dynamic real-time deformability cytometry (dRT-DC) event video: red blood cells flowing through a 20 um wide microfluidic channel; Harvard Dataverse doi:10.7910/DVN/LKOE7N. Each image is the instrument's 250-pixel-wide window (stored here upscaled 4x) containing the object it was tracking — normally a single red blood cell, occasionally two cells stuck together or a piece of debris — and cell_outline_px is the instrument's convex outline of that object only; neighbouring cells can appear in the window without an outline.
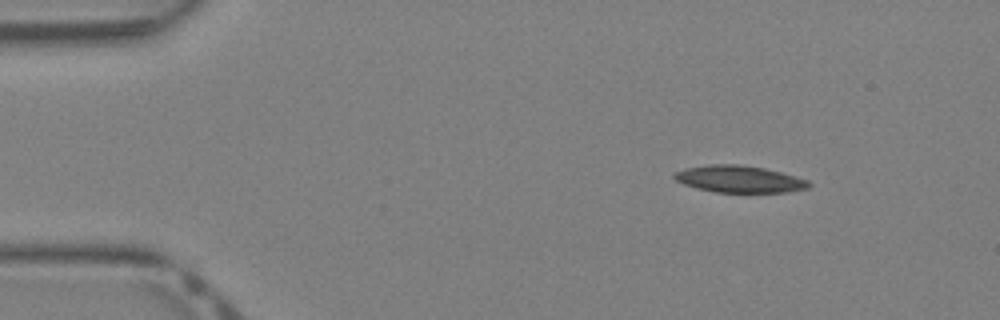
{"species": "Egyptian fruit bat (a non-hibernating species)", "species_latin": "Rousettus aegyptiacus", "temperature_condition": "warm", "stored_images_in_passage": 40, "camera_frame_rate_fps": 3000, "um_per_image_px": 0.085, "animal": {"sex": "female"}, "frame": {"image": 1, "passage_image": 5, "time_ms": 1.333, "image_size_px": [1000, 320], "cell_outline_px": [[812, 184], [808, 188], [784, 192], [716, 192], [696, 188], [684, 184], [676, 180], [672, 176], [672, 172], [684, 168], [708, 164], [740, 164], [764, 168], [780, 172], [808, 180]], "centroid_in_image_um": [62.79, 15.21], "position_along_channel_um": 22.2, "area_um2": 21.15}}
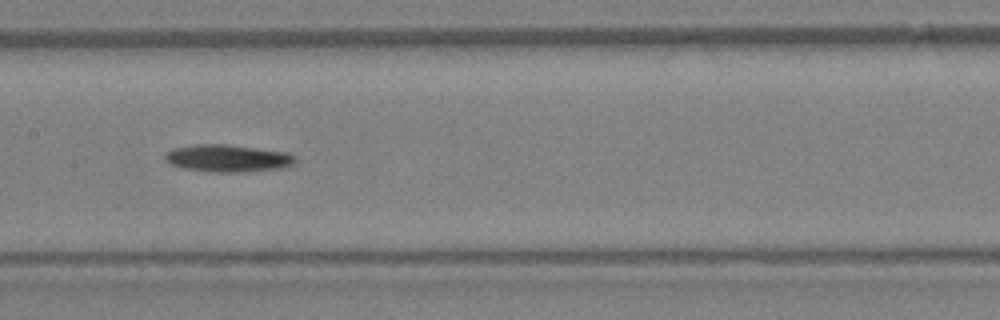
{"frame": {"image": 2, "passage_image": 20, "time_ms": 6.333, "image_size_px": [1000, 320], "cell_outline_px": [[296, 160], [292, 164], [280, 168], [244, 172], [212, 172], [184, 168], [172, 164], [164, 160], [164, 156], [168, 152], [176, 148], [196, 144], [224, 144], [288, 152], [296, 156]], "centroid_in_image_um": [19.38, 13.45], "position_along_channel_um": 188.0, "area_um2": 20.52}}
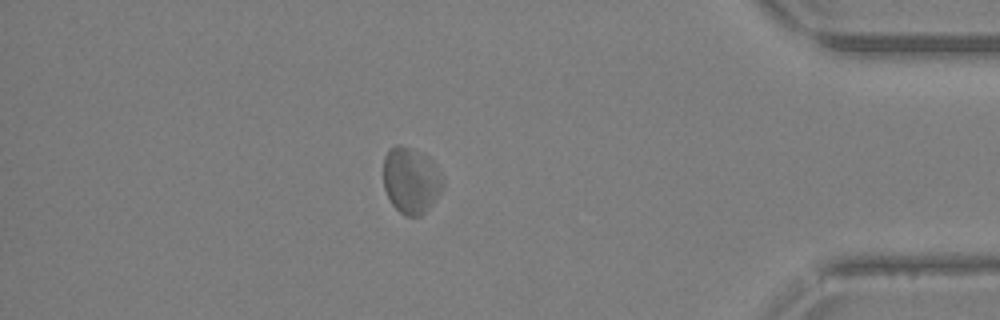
{"frame": {"image": 3, "passage_image": 35, "time_ms": 11.333, "image_size_px": [1000, 320], "cell_outline_px": [[444, 188], [436, 200], [420, 216], [404, 216], [392, 204], [384, 188], [384, 156], [388, 148], [396, 144], [400, 144], [420, 152], [428, 156], [432, 160], [440, 172], [444, 180]], "centroid_in_image_um": [34.95, 15.32], "position_along_channel_um": 400.3, "area_um2": 23.24}}